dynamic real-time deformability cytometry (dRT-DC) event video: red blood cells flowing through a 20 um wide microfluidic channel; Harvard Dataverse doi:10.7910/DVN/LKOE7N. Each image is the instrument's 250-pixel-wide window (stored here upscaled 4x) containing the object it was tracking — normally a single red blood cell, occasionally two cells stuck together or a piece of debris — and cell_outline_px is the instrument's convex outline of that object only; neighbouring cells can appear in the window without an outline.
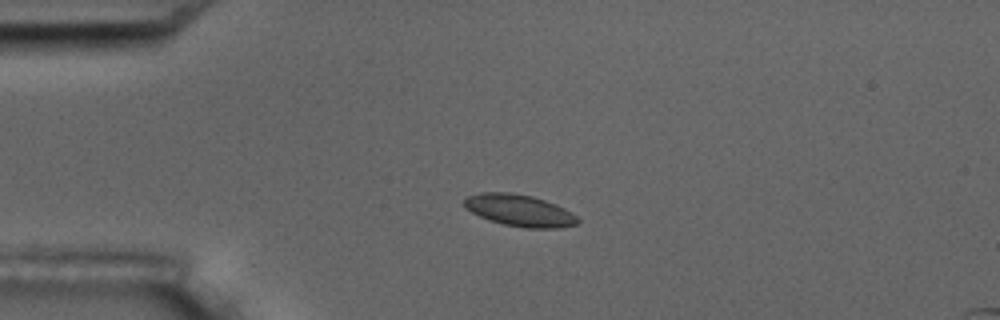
{"species": "common noctule bat (a hibernating species)", "species_latin": "Nyctalus noctula", "temperature_condition": "room temperature", "stored_images_in_passage": 5, "camera_frame_rate_fps": 3000, "um_per_image_px": 0.085, "animal": {"sex": "male", "body_mass_g": 17.5, "forearm_length_mm": 52.3}, "frame": {"image": 1, "passage_image": 4, "time_ms": 4.333, "image_size_px": [1000, 320], "cell_outline_px": [[580, 220], [576, 224], [560, 228], [524, 228], [504, 224], [488, 220], [464, 208], [464, 200], [468, 196], [480, 192], [512, 192], [532, 196], [556, 204], [572, 212]], "centroid_in_image_um": [44.16, 17.88], "position_along_channel_um": 40.8, "area_um2": 21.1}}